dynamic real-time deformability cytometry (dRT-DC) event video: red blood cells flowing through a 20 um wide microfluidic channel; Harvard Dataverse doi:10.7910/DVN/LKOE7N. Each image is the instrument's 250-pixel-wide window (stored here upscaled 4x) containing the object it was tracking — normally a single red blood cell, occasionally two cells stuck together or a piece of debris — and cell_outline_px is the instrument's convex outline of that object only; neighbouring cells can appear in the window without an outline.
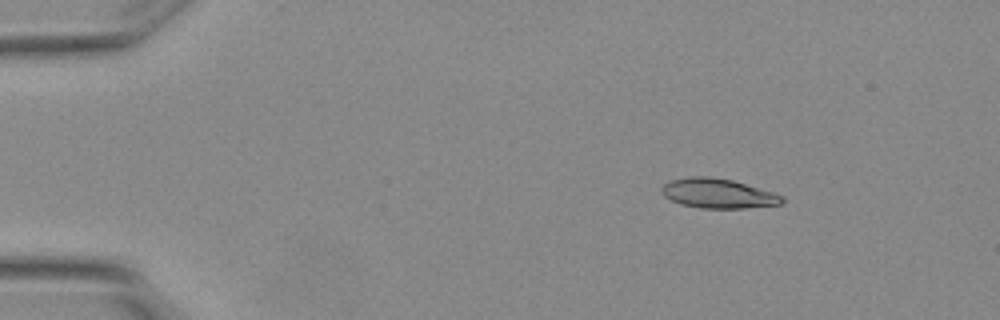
{"species": "Egyptian fruit bat (a non-hibernating species)", "species_latin": "Rousettus aegyptiacus", "temperature_condition": "warm", "stored_images_in_passage": 4, "camera_frame_rate_fps": 3000, "um_per_image_px": 0.085, "animal": {"sex": "female"}, "frame": {"image": 1, "passage_image": 2, "time_ms": 0.333, "image_size_px": [1000, 320], "cell_outline_px": [[784, 200], [780, 204], [744, 208], [700, 208], [680, 204], [664, 196], [660, 192], [660, 188], [664, 184], [672, 180], [692, 176], [708, 176], [732, 180], [772, 192], [784, 196]], "centroid_in_image_um": [61.0, 16.44], "position_along_channel_um": 24.0, "area_um2": 20.63}}